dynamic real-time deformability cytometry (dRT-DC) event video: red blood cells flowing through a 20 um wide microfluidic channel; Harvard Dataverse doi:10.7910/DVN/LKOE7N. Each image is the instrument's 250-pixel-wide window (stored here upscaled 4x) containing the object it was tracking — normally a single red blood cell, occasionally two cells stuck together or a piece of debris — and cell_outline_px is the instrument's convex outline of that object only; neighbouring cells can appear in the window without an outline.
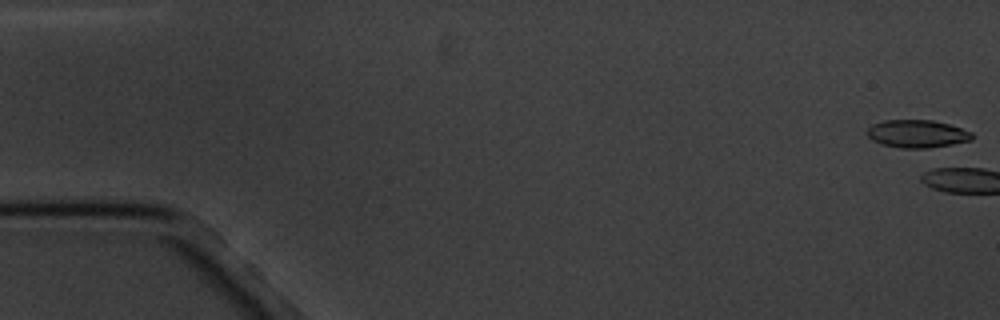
{"species": "common noctule bat (a hibernating species)", "species_latin": "Nyctalus noctula", "temperature_condition": "cold", "stored_images_in_passage": 4, "camera_frame_rate_fps": 3000, "um_per_image_px": 0.085, "animal": {"sex": "male", "body_mass_g": 20.1, "forearm_length_mm": 53.5}, "frame": {"image": 1, "passage_image": 1, "time_ms": 0.0, "image_size_px": [1000, 320], "cell_outline_px": [[972, 140], [952, 144], [928, 148], [900, 148], [880, 144], [872, 140], [868, 136], [868, 128], [872, 124], [884, 120], [932, 120], [948, 124], [972, 132]], "centroid_in_image_um": [77.93, 11.37], "position_along_channel_um": 7.1, "area_um2": 16.94}}